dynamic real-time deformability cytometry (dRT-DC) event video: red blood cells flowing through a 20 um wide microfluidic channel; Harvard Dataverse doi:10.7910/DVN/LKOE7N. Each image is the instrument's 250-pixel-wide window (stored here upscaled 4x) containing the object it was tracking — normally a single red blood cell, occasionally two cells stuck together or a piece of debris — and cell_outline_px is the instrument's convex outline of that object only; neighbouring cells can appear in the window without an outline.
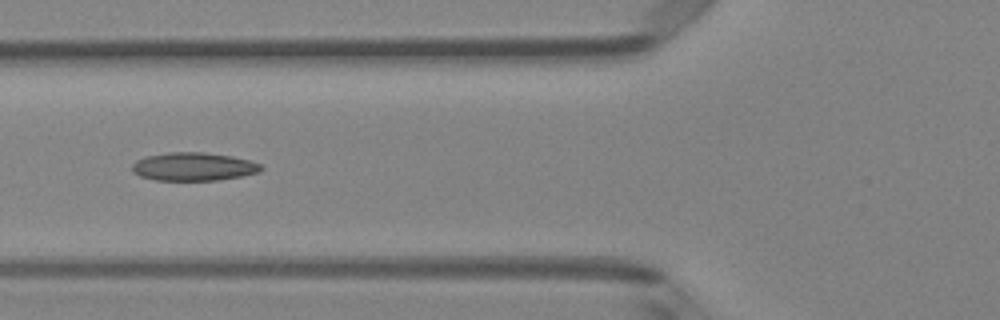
{"species": "Egyptian fruit bat (a non-hibernating species)", "species_latin": "Rousettus aegyptiacus", "temperature_condition": "room temperature", "stored_images_in_passage": 6, "camera_frame_rate_fps": 3000, "um_per_image_px": 0.085, "animal": {"sex": "female"}, "frame": {"image": 1, "passage_image": 6, "time_ms": 1.667, "image_size_px": [1000, 320], "cell_outline_px": [[264, 168], [260, 172], [240, 176], [216, 180], [156, 180], [140, 176], [132, 172], [132, 164], [136, 160], [144, 156], [168, 152], [204, 152], [232, 156], [248, 160], [260, 164]], "centroid_in_image_um": [16.42, 14.15], "position_along_channel_um": 109.4, "area_um2": 21.27}}